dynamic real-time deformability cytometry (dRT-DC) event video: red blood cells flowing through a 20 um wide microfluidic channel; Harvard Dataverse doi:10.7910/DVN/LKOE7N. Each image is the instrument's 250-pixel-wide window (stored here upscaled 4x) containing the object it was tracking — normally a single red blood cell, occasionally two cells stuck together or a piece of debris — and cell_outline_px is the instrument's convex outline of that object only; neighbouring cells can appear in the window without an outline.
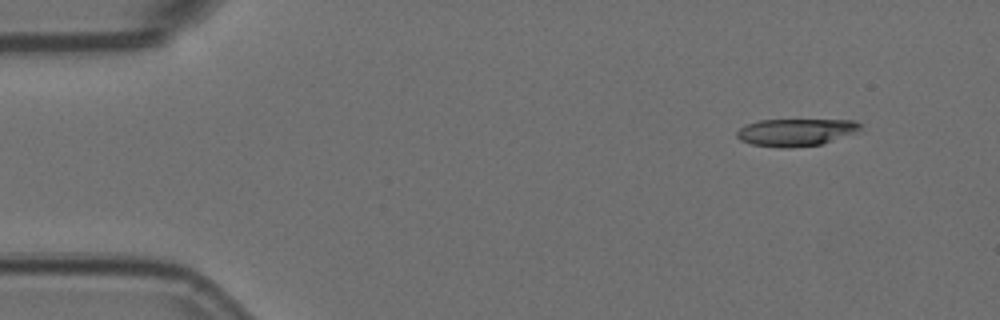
{"species": "Egyptian fruit bat (a non-hibernating species)", "species_latin": "Rousettus aegyptiacus", "temperature_condition": "room temperature", "stored_images_in_passage": 4, "camera_frame_rate_fps": 3000, "um_per_image_px": 0.085, "animal": {"sex": "female"}, "frame": {"image": 1, "passage_image": 1, "time_ms": 0.0, "image_size_px": [1000, 320], "cell_outline_px": [[864, 124], [856, 132], [820, 144], [788, 148], [780, 148], [752, 144], [740, 140], [736, 136], [736, 132], [744, 124], [760, 120], [856, 120]], "centroid_in_image_um": [67.62, 11.23], "position_along_channel_um": 17.4, "area_um2": 19.65}}
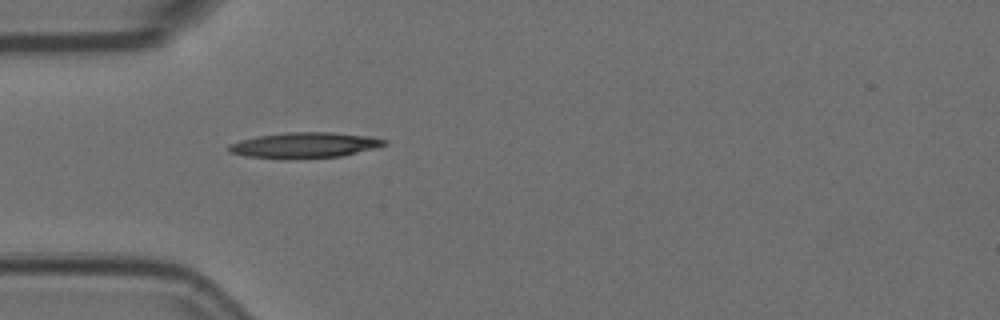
{"frame": {"image": 2, "passage_image": 4, "time_ms": 1.0, "image_size_px": [1000, 320], "cell_outline_px": [[388, 144], [376, 148], [340, 156], [244, 156], [228, 152], [224, 148], [228, 144], [240, 140], [256, 136], [288, 132], [332, 132], [372, 136], [388, 140]], "centroid_in_image_um": [25.92, 12.28], "position_along_channel_um": 59.1, "area_um2": 22.43}}